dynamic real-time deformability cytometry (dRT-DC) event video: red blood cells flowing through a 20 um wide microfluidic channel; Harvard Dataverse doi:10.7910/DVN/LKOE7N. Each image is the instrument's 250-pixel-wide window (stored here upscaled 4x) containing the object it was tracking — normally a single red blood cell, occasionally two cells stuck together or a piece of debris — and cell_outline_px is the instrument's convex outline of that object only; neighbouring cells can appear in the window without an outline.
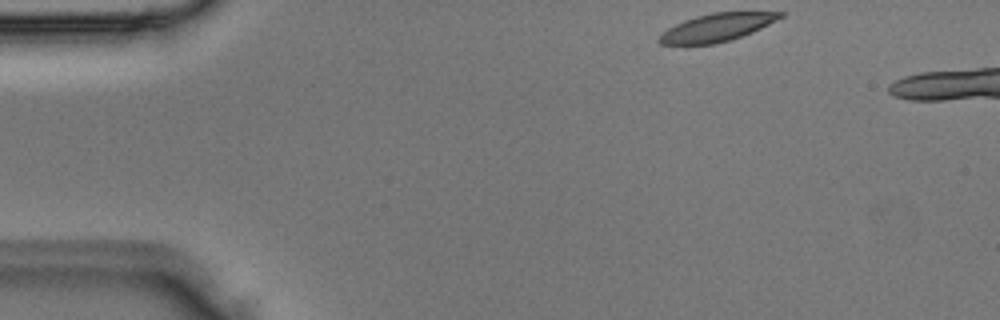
{"species": "Egyptian fruit bat (a non-hibernating species)", "species_latin": "Rousettus aegyptiacus", "temperature_condition": "room temperature", "stored_images_in_passage": 4, "camera_frame_rate_fps": 3000, "um_per_image_px": 0.085, "animal": {"sex": "male"}, "frame": {"image": 1, "passage_image": 1, "time_ms": 0.0, "image_size_px": [1000, 320], "cell_outline_px": [[784, 16], [752, 32], [716, 44], [660, 44], [656, 40], [668, 28], [684, 20], [696, 16], [712, 12], [784, 12]], "centroid_in_image_um": [60.91, 2.33], "position_along_channel_um": 24.1, "area_um2": 19.31}}
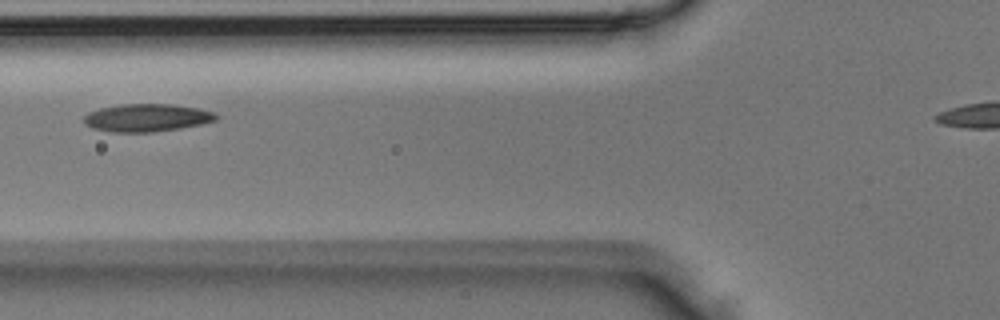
{"frame": {"image": 2, "passage_image": 4, "time_ms": 1.0, "image_size_px": [1000, 320], "cell_outline_px": [[220, 116], [216, 120], [200, 124], [180, 128], [152, 132], [112, 132], [92, 128], [84, 124], [84, 116], [88, 112], [100, 108], [120, 104], [172, 104], [200, 108], [216, 112]], "centroid_in_image_um": [12.5, 10.0], "position_along_channel_um": 113.3, "area_um2": 21.56}}